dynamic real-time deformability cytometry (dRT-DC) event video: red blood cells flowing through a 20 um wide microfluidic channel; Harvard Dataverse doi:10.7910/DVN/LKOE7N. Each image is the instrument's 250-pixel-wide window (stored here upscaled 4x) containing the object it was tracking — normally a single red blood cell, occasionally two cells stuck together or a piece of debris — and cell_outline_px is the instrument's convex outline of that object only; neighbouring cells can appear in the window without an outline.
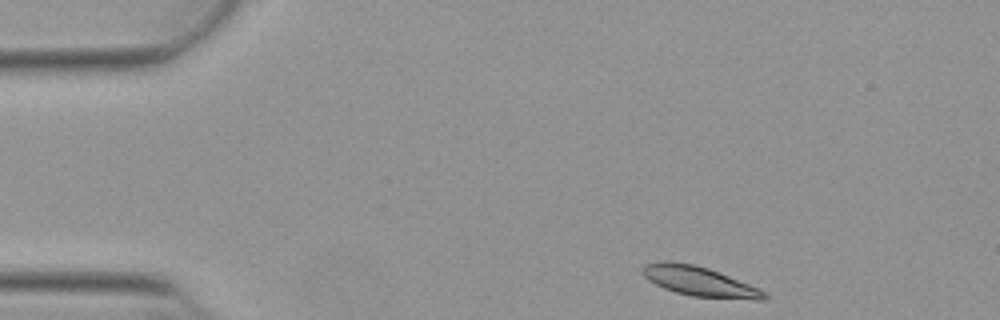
{"species": "Egyptian fruit bat (a non-hibernating species)", "species_latin": "Rousettus aegyptiacus", "temperature_condition": "warm", "stored_images_in_passage": 46, "camera_frame_rate_fps": 3000, "um_per_image_px": 0.085, "animal": {"sex": "female"}, "frame": {"image": 1, "passage_image": 1, "time_ms": 0.0, "image_size_px": [1000, 320], "cell_outline_px": [[768, 296], [764, 300], [756, 300], [692, 296], [676, 292], [664, 288], [648, 280], [644, 276], [644, 264], [664, 260], [668, 260], [696, 264], [708, 268], [760, 288], [768, 292]], "centroid_in_image_um": [59.49, 23.91], "position_along_channel_um": 25.5, "area_um2": 21.1}}
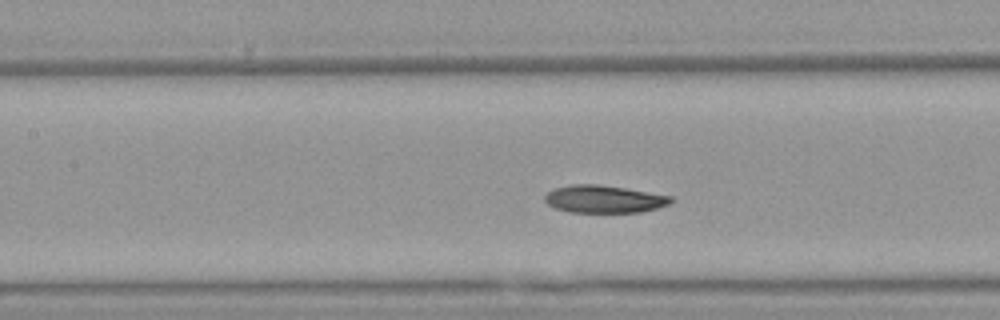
{"frame": {"image": 2, "passage_image": 17, "time_ms": 5.333, "image_size_px": [1000, 320], "cell_outline_px": [[676, 200], [668, 204], [656, 208], [640, 212], [568, 212], [556, 208], [548, 204], [544, 200], [544, 196], [552, 188], [572, 184], [596, 184], [624, 188], [672, 196]], "centroid_in_image_um": [51.32, 16.92], "position_along_channel_um": 156.1, "area_um2": 20.23}}
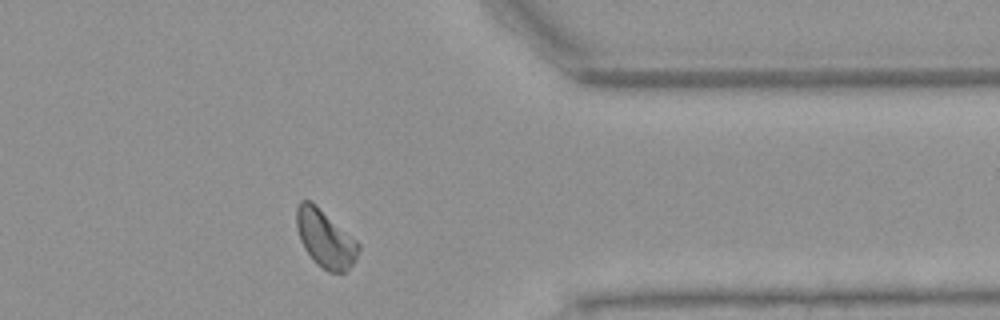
{"frame": {"image": 3, "passage_image": 36, "time_ms": 11.667, "image_size_px": [1000, 320], "cell_outline_px": [[360, 248], [352, 264], [344, 272], [328, 272], [316, 264], [312, 260], [304, 248], [300, 240], [296, 228], [296, 208], [300, 200], [312, 200], [356, 240], [360, 244]], "centroid_in_image_um": [27.61, 20.26], "position_along_channel_um": 383.8, "area_um2": 20.87}, "authors_computed_cell_mechanics": {"area_um2": 20.808, "velocity_mm_per_s": 3.8117, "shape_relaxation_time_tau1_ms": 3.4395, "shape_relaxation_time_tau2_ms": 4.1759, "deformation_change_tau1": 0.1106, "deformation_change_tau2": 0.0903}}